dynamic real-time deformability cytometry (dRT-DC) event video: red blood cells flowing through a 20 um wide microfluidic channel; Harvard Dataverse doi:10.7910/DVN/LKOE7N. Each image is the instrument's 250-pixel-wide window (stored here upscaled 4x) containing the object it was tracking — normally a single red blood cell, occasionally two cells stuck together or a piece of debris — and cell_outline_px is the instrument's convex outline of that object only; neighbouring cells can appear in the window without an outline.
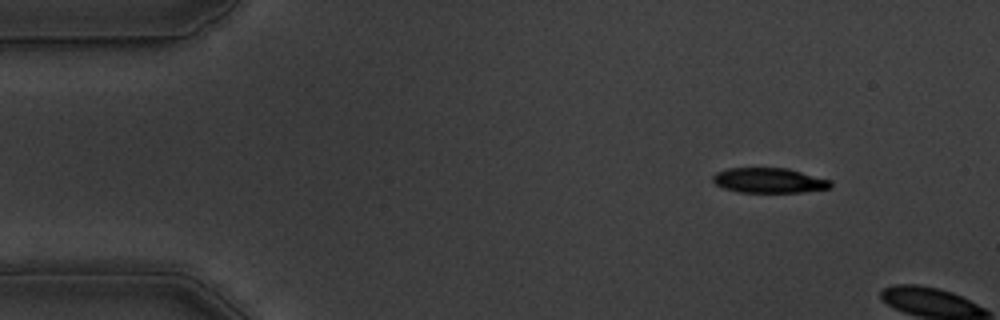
{"species": "common noctule bat (a hibernating species)", "species_latin": "Nyctalus noctula", "temperature_condition": "warm", "stored_images_in_passage": 4, "camera_frame_rate_fps": 3000, "um_per_image_px": 0.085, "animal": {"sex": "male", "body_mass_g": 19.5, "forearm_length_mm": 54.6}, "frame": {"image": 1, "passage_image": 1, "time_ms": 0.0, "image_size_px": [1000, 320], "cell_outline_px": [[832, 188], [804, 192], [740, 192], [724, 188], [716, 184], [712, 180], [712, 176], [716, 172], [728, 168], [788, 168], [832, 180]], "centroid_in_image_um": [65.41, 15.33], "position_along_channel_um": 19.6, "area_um2": 17.28}}